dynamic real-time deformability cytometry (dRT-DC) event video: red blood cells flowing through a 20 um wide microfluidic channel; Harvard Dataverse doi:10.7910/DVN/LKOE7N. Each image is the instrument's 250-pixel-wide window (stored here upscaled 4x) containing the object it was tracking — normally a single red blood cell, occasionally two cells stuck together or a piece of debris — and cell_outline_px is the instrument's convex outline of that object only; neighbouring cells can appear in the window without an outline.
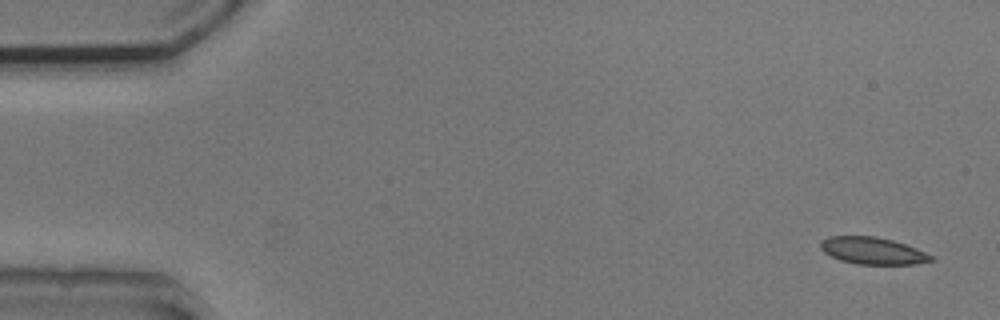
{"species": "common noctule bat (a hibernating species)", "species_latin": "Nyctalus noctula", "temperature_condition": "cold", "stored_images_in_passage": 13, "camera_frame_rate_fps": 3000, "um_per_image_px": 0.085, "animal": {"sex": "male", "body_mass_g": 20.5, "forearm_length_mm": 52.5}, "frame": {"image": 1, "passage_image": 1, "time_ms": 0.0, "image_size_px": [1000, 320], "cell_outline_px": [[936, 260], [916, 264], [856, 264], [840, 260], [824, 252], [820, 248], [820, 240], [828, 236], [876, 236], [892, 240], [916, 248], [936, 256]], "centroid_in_image_um": [74.2, 21.31], "position_along_channel_um": 10.8, "area_um2": 17.57}}